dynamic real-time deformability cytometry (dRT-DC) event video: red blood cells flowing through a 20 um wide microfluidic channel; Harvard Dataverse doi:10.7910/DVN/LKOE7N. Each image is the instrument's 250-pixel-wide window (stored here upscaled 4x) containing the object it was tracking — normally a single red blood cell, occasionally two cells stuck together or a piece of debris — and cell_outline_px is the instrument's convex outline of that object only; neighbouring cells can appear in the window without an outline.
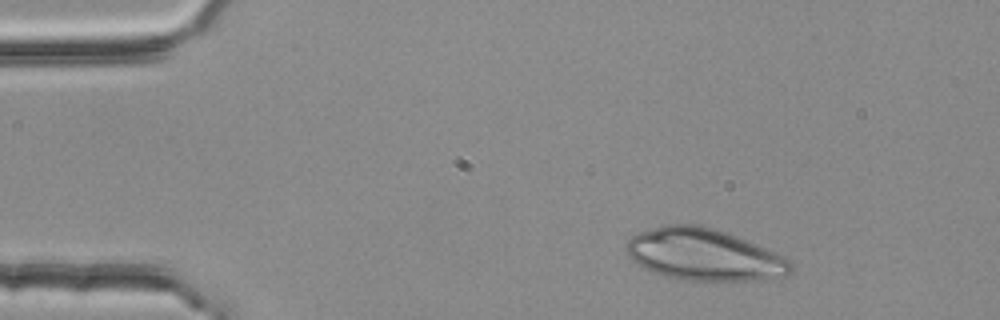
{"species": "common noctule bat (a hibernating species)", "species_latin": "Nyctalus noctula", "temperature_condition": "room temperature", "stored_images_in_passage": 3, "camera_frame_rate_fps": 3000, "um_per_image_px": 0.085, "animal": {"sex": "female", "body_mass_g": 25.1}, "frame": {"image": 1, "passage_image": 1, "time_ms": 0.0, "image_size_px": [1000, 320], "cell_outline_px": [[792, 272], [784, 276], [764, 280], [684, 280], [664, 276], [644, 268], [632, 260], [628, 256], [624, 244], [632, 236], [640, 232], [652, 228], [668, 224], [700, 224], [736, 236], [776, 252], [792, 260]], "centroid_in_image_um": [59.85, 21.65], "position_along_channel_um": 25.2, "area_um2": 49.71}}